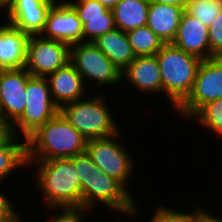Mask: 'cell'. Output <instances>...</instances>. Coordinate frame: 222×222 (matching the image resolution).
Masks as SVG:
<instances>
[{"label":"cell","mask_w":222,"mask_h":222,"mask_svg":"<svg viewBox=\"0 0 222 222\" xmlns=\"http://www.w3.org/2000/svg\"><path fill=\"white\" fill-rule=\"evenodd\" d=\"M46 79L52 99L59 109L67 103L84 98L86 91H89L87 83H84L82 76L70 62Z\"/></svg>","instance_id":"cell-16"},{"label":"cell","mask_w":222,"mask_h":222,"mask_svg":"<svg viewBox=\"0 0 222 222\" xmlns=\"http://www.w3.org/2000/svg\"><path fill=\"white\" fill-rule=\"evenodd\" d=\"M25 97L24 112L10 126L11 134L22 137L23 140L59 113L46 77L31 76L27 81Z\"/></svg>","instance_id":"cell-6"},{"label":"cell","mask_w":222,"mask_h":222,"mask_svg":"<svg viewBox=\"0 0 222 222\" xmlns=\"http://www.w3.org/2000/svg\"><path fill=\"white\" fill-rule=\"evenodd\" d=\"M65 1L74 8L79 19L105 18V12L108 10L98 0Z\"/></svg>","instance_id":"cell-26"},{"label":"cell","mask_w":222,"mask_h":222,"mask_svg":"<svg viewBox=\"0 0 222 222\" xmlns=\"http://www.w3.org/2000/svg\"><path fill=\"white\" fill-rule=\"evenodd\" d=\"M0 190V222H22L10 198Z\"/></svg>","instance_id":"cell-29"},{"label":"cell","mask_w":222,"mask_h":222,"mask_svg":"<svg viewBox=\"0 0 222 222\" xmlns=\"http://www.w3.org/2000/svg\"><path fill=\"white\" fill-rule=\"evenodd\" d=\"M18 136L10 134L0 143V181L8 178L13 170L27 166L26 140L17 139ZM21 140V142H20ZM1 184V183H0Z\"/></svg>","instance_id":"cell-21"},{"label":"cell","mask_w":222,"mask_h":222,"mask_svg":"<svg viewBox=\"0 0 222 222\" xmlns=\"http://www.w3.org/2000/svg\"><path fill=\"white\" fill-rule=\"evenodd\" d=\"M15 0H0V10L7 11Z\"/></svg>","instance_id":"cell-35"},{"label":"cell","mask_w":222,"mask_h":222,"mask_svg":"<svg viewBox=\"0 0 222 222\" xmlns=\"http://www.w3.org/2000/svg\"><path fill=\"white\" fill-rule=\"evenodd\" d=\"M185 8L186 7L163 3H150L147 26L164 42V44L172 43Z\"/></svg>","instance_id":"cell-18"},{"label":"cell","mask_w":222,"mask_h":222,"mask_svg":"<svg viewBox=\"0 0 222 222\" xmlns=\"http://www.w3.org/2000/svg\"><path fill=\"white\" fill-rule=\"evenodd\" d=\"M70 60V45L45 39L41 35L30 36L27 44L25 69L37 77H47L65 67Z\"/></svg>","instance_id":"cell-10"},{"label":"cell","mask_w":222,"mask_h":222,"mask_svg":"<svg viewBox=\"0 0 222 222\" xmlns=\"http://www.w3.org/2000/svg\"><path fill=\"white\" fill-rule=\"evenodd\" d=\"M210 58L222 57V11L208 27Z\"/></svg>","instance_id":"cell-28"},{"label":"cell","mask_w":222,"mask_h":222,"mask_svg":"<svg viewBox=\"0 0 222 222\" xmlns=\"http://www.w3.org/2000/svg\"><path fill=\"white\" fill-rule=\"evenodd\" d=\"M29 38L8 22L0 24V70L25 68Z\"/></svg>","instance_id":"cell-17"},{"label":"cell","mask_w":222,"mask_h":222,"mask_svg":"<svg viewBox=\"0 0 222 222\" xmlns=\"http://www.w3.org/2000/svg\"><path fill=\"white\" fill-rule=\"evenodd\" d=\"M122 72L134 59L126 32L117 28L101 35L93 42Z\"/></svg>","instance_id":"cell-19"},{"label":"cell","mask_w":222,"mask_h":222,"mask_svg":"<svg viewBox=\"0 0 222 222\" xmlns=\"http://www.w3.org/2000/svg\"><path fill=\"white\" fill-rule=\"evenodd\" d=\"M57 0H15L5 12L7 22L28 36L44 31L47 14Z\"/></svg>","instance_id":"cell-13"},{"label":"cell","mask_w":222,"mask_h":222,"mask_svg":"<svg viewBox=\"0 0 222 222\" xmlns=\"http://www.w3.org/2000/svg\"><path fill=\"white\" fill-rule=\"evenodd\" d=\"M103 6L112 10L120 0H98Z\"/></svg>","instance_id":"cell-34"},{"label":"cell","mask_w":222,"mask_h":222,"mask_svg":"<svg viewBox=\"0 0 222 222\" xmlns=\"http://www.w3.org/2000/svg\"><path fill=\"white\" fill-rule=\"evenodd\" d=\"M26 163L35 170L32 185L43 195L48 210H82L80 179L71 158L26 160Z\"/></svg>","instance_id":"cell-2"},{"label":"cell","mask_w":222,"mask_h":222,"mask_svg":"<svg viewBox=\"0 0 222 222\" xmlns=\"http://www.w3.org/2000/svg\"><path fill=\"white\" fill-rule=\"evenodd\" d=\"M121 77L124 81L126 79L136 91L163 94L159 64L155 55L136 56L121 72Z\"/></svg>","instance_id":"cell-15"},{"label":"cell","mask_w":222,"mask_h":222,"mask_svg":"<svg viewBox=\"0 0 222 222\" xmlns=\"http://www.w3.org/2000/svg\"><path fill=\"white\" fill-rule=\"evenodd\" d=\"M190 119L222 138V98L205 104Z\"/></svg>","instance_id":"cell-23"},{"label":"cell","mask_w":222,"mask_h":222,"mask_svg":"<svg viewBox=\"0 0 222 222\" xmlns=\"http://www.w3.org/2000/svg\"><path fill=\"white\" fill-rule=\"evenodd\" d=\"M150 3H163L173 6L186 7L188 0H148Z\"/></svg>","instance_id":"cell-32"},{"label":"cell","mask_w":222,"mask_h":222,"mask_svg":"<svg viewBox=\"0 0 222 222\" xmlns=\"http://www.w3.org/2000/svg\"><path fill=\"white\" fill-rule=\"evenodd\" d=\"M41 36L73 45L83 42L82 24L74 8L66 1H57L47 14Z\"/></svg>","instance_id":"cell-12"},{"label":"cell","mask_w":222,"mask_h":222,"mask_svg":"<svg viewBox=\"0 0 222 222\" xmlns=\"http://www.w3.org/2000/svg\"><path fill=\"white\" fill-rule=\"evenodd\" d=\"M87 141L59 112L26 139V160L71 158L86 151Z\"/></svg>","instance_id":"cell-3"},{"label":"cell","mask_w":222,"mask_h":222,"mask_svg":"<svg viewBox=\"0 0 222 222\" xmlns=\"http://www.w3.org/2000/svg\"><path fill=\"white\" fill-rule=\"evenodd\" d=\"M69 62L80 73L84 83L91 85H87L88 88L92 85L99 88L106 84L114 86L122 81L121 71L93 42L70 45Z\"/></svg>","instance_id":"cell-8"},{"label":"cell","mask_w":222,"mask_h":222,"mask_svg":"<svg viewBox=\"0 0 222 222\" xmlns=\"http://www.w3.org/2000/svg\"><path fill=\"white\" fill-rule=\"evenodd\" d=\"M83 42H94L101 35L114 30L115 22L112 10L105 12V18L80 19Z\"/></svg>","instance_id":"cell-25"},{"label":"cell","mask_w":222,"mask_h":222,"mask_svg":"<svg viewBox=\"0 0 222 222\" xmlns=\"http://www.w3.org/2000/svg\"><path fill=\"white\" fill-rule=\"evenodd\" d=\"M121 136L119 131L109 137L88 140L86 153L104 174L118 180L130 192L127 183L136 165L124 144L116 140Z\"/></svg>","instance_id":"cell-7"},{"label":"cell","mask_w":222,"mask_h":222,"mask_svg":"<svg viewBox=\"0 0 222 222\" xmlns=\"http://www.w3.org/2000/svg\"><path fill=\"white\" fill-rule=\"evenodd\" d=\"M135 56L155 55L164 42L146 25L126 32Z\"/></svg>","instance_id":"cell-22"},{"label":"cell","mask_w":222,"mask_h":222,"mask_svg":"<svg viewBox=\"0 0 222 222\" xmlns=\"http://www.w3.org/2000/svg\"><path fill=\"white\" fill-rule=\"evenodd\" d=\"M54 211V215L47 222H85L83 219L86 217L85 219L87 220L88 215L85 211L79 209H54Z\"/></svg>","instance_id":"cell-30"},{"label":"cell","mask_w":222,"mask_h":222,"mask_svg":"<svg viewBox=\"0 0 222 222\" xmlns=\"http://www.w3.org/2000/svg\"><path fill=\"white\" fill-rule=\"evenodd\" d=\"M71 160L80 179L82 211L90 212L96 204L101 203L117 215H137L138 205L132 193L118 180L104 174L86 151L71 157Z\"/></svg>","instance_id":"cell-1"},{"label":"cell","mask_w":222,"mask_h":222,"mask_svg":"<svg viewBox=\"0 0 222 222\" xmlns=\"http://www.w3.org/2000/svg\"><path fill=\"white\" fill-rule=\"evenodd\" d=\"M222 98V57L202 60L190 95L175 110L185 120L205 104Z\"/></svg>","instance_id":"cell-9"},{"label":"cell","mask_w":222,"mask_h":222,"mask_svg":"<svg viewBox=\"0 0 222 222\" xmlns=\"http://www.w3.org/2000/svg\"><path fill=\"white\" fill-rule=\"evenodd\" d=\"M31 76L25 68L0 70V114L9 127L24 112L25 90Z\"/></svg>","instance_id":"cell-11"},{"label":"cell","mask_w":222,"mask_h":222,"mask_svg":"<svg viewBox=\"0 0 222 222\" xmlns=\"http://www.w3.org/2000/svg\"><path fill=\"white\" fill-rule=\"evenodd\" d=\"M192 212H181L166 205L157 206L148 222H192Z\"/></svg>","instance_id":"cell-27"},{"label":"cell","mask_w":222,"mask_h":222,"mask_svg":"<svg viewBox=\"0 0 222 222\" xmlns=\"http://www.w3.org/2000/svg\"><path fill=\"white\" fill-rule=\"evenodd\" d=\"M105 94L78 99L63 105L59 112L87 140L104 138L118 133L119 125L112 117Z\"/></svg>","instance_id":"cell-5"},{"label":"cell","mask_w":222,"mask_h":222,"mask_svg":"<svg viewBox=\"0 0 222 222\" xmlns=\"http://www.w3.org/2000/svg\"><path fill=\"white\" fill-rule=\"evenodd\" d=\"M165 93L173 109H177L190 95L202 59L177 48L164 44L155 54Z\"/></svg>","instance_id":"cell-4"},{"label":"cell","mask_w":222,"mask_h":222,"mask_svg":"<svg viewBox=\"0 0 222 222\" xmlns=\"http://www.w3.org/2000/svg\"><path fill=\"white\" fill-rule=\"evenodd\" d=\"M10 134V127L0 118V143H2Z\"/></svg>","instance_id":"cell-33"},{"label":"cell","mask_w":222,"mask_h":222,"mask_svg":"<svg viewBox=\"0 0 222 222\" xmlns=\"http://www.w3.org/2000/svg\"><path fill=\"white\" fill-rule=\"evenodd\" d=\"M148 0H120L112 9L115 27L123 32L147 25Z\"/></svg>","instance_id":"cell-20"},{"label":"cell","mask_w":222,"mask_h":222,"mask_svg":"<svg viewBox=\"0 0 222 222\" xmlns=\"http://www.w3.org/2000/svg\"><path fill=\"white\" fill-rule=\"evenodd\" d=\"M202 60L210 58L208 27L189 13H182L178 30L171 43Z\"/></svg>","instance_id":"cell-14"},{"label":"cell","mask_w":222,"mask_h":222,"mask_svg":"<svg viewBox=\"0 0 222 222\" xmlns=\"http://www.w3.org/2000/svg\"><path fill=\"white\" fill-rule=\"evenodd\" d=\"M185 11L209 27L222 11V0H188Z\"/></svg>","instance_id":"cell-24"},{"label":"cell","mask_w":222,"mask_h":222,"mask_svg":"<svg viewBox=\"0 0 222 222\" xmlns=\"http://www.w3.org/2000/svg\"><path fill=\"white\" fill-rule=\"evenodd\" d=\"M221 216L222 214L220 216L212 215L210 212L208 213L205 209H202V206H196L195 211L192 213V222H222Z\"/></svg>","instance_id":"cell-31"}]
</instances>
